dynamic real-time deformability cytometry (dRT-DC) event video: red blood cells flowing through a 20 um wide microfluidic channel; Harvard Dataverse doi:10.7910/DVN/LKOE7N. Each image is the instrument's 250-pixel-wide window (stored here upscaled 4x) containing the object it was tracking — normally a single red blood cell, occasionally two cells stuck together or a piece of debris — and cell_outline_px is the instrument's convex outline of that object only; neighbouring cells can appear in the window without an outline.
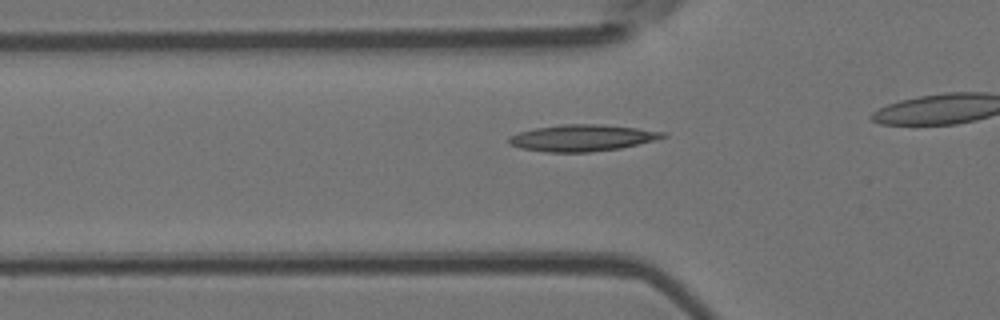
{"species": "Egyptian fruit bat (a non-hibernating species)", "species_latin": "Rousettus aegyptiacus", "temperature_condition": "room temperature", "stored_images_in_passage": 39, "camera_frame_rate_fps": 3000, "um_per_image_px": 0.085, "animal": {"sex": "female"}, "frame": {"image": 1, "passage_image": 14, "time_ms": 4.333, "image_size_px": [1000, 320], "cell_outline_px": [[668, 136], [620, 148], [588, 152], [544, 152], [520, 148], [508, 144], [508, 136], [520, 132], [536, 128], [560, 124], [604, 124], [636, 128], [664, 132]], "centroid_in_image_um": [49.42, 11.72], "position_along_channel_um": 76.4, "area_um2": 23.7}}
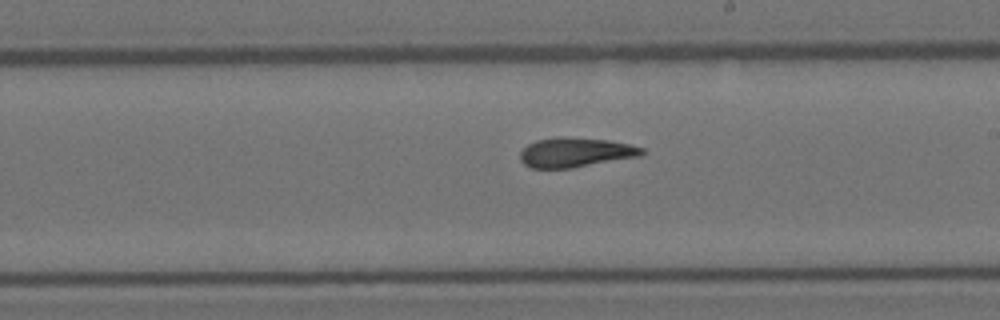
{"frame": {"image": 2, "passage_image": 27, "time_ms": 8.667, "image_size_px": [1000, 320], "cell_outline_px": [[644, 152], [640, 156], [572, 168], [532, 168], [524, 164], [520, 160], [520, 152], [528, 144], [536, 140], [556, 136], [560, 136], [608, 140], [628, 144], [644, 148]], "centroid_in_image_um": [48.89, 12.95], "position_along_channel_um": 240.1, "area_um2": 20.98}}
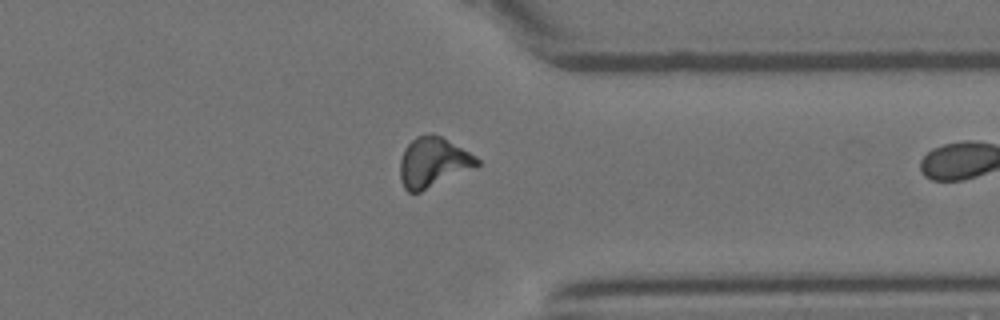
{"frame": {"image": 3, "passage_image": 38, "time_ms": 12.333, "image_size_px": [1000, 320], "cell_outline_px": [[480, 164], [420, 192], [408, 192], [404, 188], [400, 180], [400, 160], [404, 148], [416, 136], [432, 132], [440, 136], [476, 156], [480, 160]], "centroid_in_image_um": [36.77, 13.78], "position_along_channel_um": 374.6, "area_um2": 22.08}}